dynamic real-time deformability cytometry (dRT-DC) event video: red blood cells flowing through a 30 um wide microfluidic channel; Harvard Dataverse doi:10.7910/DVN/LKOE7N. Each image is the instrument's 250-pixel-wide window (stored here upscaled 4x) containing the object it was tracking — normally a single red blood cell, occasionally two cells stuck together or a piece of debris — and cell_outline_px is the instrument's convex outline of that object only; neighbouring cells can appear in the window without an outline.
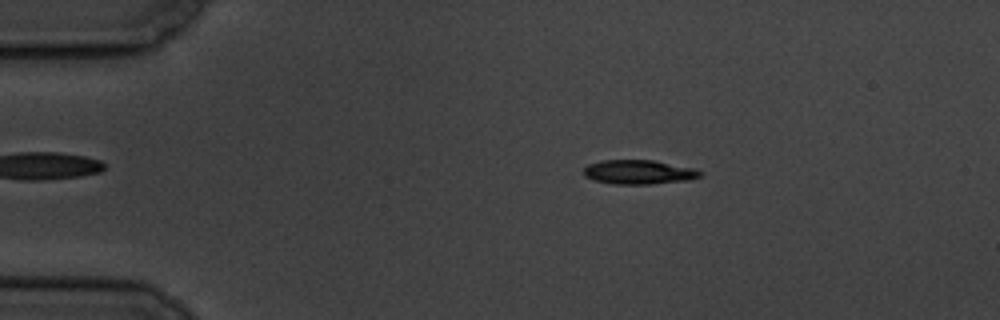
{"species": "common noctule bat (a hibernating species)", "species_latin": "Nyctalus noctula", "temperature_condition": "cold", "stored_images_in_passage": 5, "camera_frame_rate_fps": 3000, "um_per_image_px": 0.085, "animal": {"sex": "male", "body_mass_g": 19.5, "forearm_length_mm": 54.6}, "frame": {"image": 1, "passage_image": 3, "time_ms": 2.333, "image_size_px": [1000, 320], "cell_outline_px": [[704, 172], [700, 176], [688, 180], [652, 184], [616, 184], [596, 180], [584, 176], [584, 168], [588, 164], [600, 160], [652, 160], [696, 168]], "centroid_in_image_um": [54.33, 14.62], "position_along_channel_um": 30.7, "area_um2": 16.47}}